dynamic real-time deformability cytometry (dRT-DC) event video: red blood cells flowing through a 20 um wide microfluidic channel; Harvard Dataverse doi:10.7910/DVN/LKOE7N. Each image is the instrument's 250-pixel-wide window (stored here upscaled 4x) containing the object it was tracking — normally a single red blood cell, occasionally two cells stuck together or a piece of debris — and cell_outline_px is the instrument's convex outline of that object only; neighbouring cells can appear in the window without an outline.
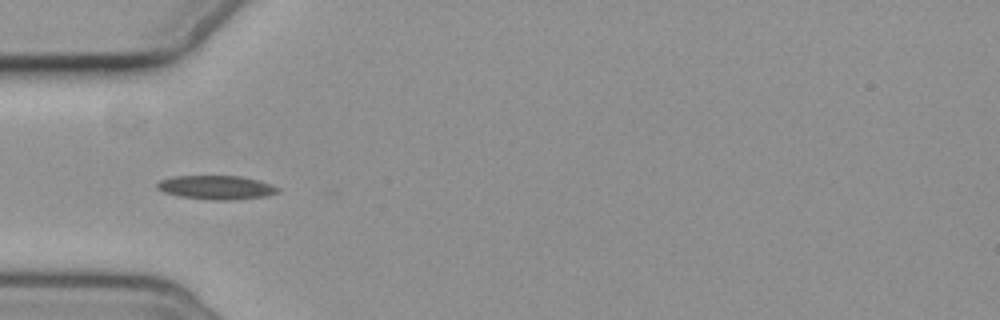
{"species": "common noctule bat (a hibernating species)", "species_latin": "Nyctalus noctula", "temperature_condition": "cold", "stored_images_in_passage": 6, "camera_frame_rate_fps": 3000, "um_per_image_px": 0.085, "animal": {"sex": "female", "body_mass_g": 19.3, "forearm_length_mm": 54.1}, "frame": {"image": 1, "passage_image": 6, "time_ms": 6.0, "image_size_px": [1000, 320], "cell_outline_px": [[280, 192], [268, 196], [236, 200], [208, 200], [180, 196], [164, 192], [156, 188], [156, 184], [160, 180], [172, 176], [240, 176], [256, 180], [280, 188]], "centroid_in_image_um": [18.38, 15.94], "position_along_channel_um": 66.6, "area_um2": 16.88}}